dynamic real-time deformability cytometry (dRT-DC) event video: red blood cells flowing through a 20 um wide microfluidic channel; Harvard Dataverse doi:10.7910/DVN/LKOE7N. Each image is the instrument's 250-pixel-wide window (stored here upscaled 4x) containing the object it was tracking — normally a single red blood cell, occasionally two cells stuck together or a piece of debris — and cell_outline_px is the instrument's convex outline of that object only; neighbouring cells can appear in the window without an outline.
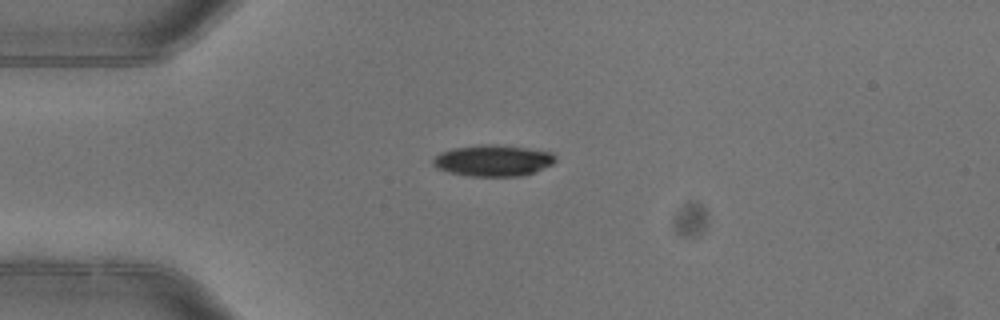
{"species": "common noctule bat (a hibernating species)", "species_latin": "Nyctalus noctula", "temperature_condition": "warm", "stored_images_in_passage": 5, "camera_frame_rate_fps": 3000, "um_per_image_px": 0.085, "animal": {"sex": "female"}, "frame": {"image": 1, "passage_image": 3, "time_ms": 0.667, "image_size_px": [1000, 320], "cell_outline_px": [[556, 160], [552, 164], [524, 176], [468, 176], [436, 168], [432, 164], [432, 160], [440, 152], [452, 148], [480, 144], [496, 144], [528, 148], [552, 152], [556, 156]], "centroid_in_image_um": [41.91, 13.63], "position_along_channel_um": 43.1, "area_um2": 22.43}}
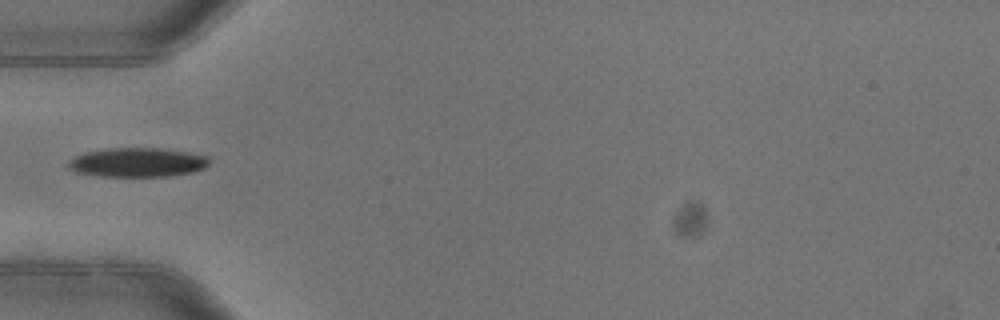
{"frame": {"image": 2, "passage_image": 4, "time_ms": 1.0, "image_size_px": [1000, 320], "cell_outline_px": [[208, 164], [204, 168], [196, 172], [172, 176], [100, 176], [76, 172], [68, 168], [68, 160], [84, 152], [108, 148], [160, 148], [188, 152], [208, 156]], "centroid_in_image_um": [11.69, 13.8], "position_along_channel_um": 73.3, "area_um2": 24.1}}